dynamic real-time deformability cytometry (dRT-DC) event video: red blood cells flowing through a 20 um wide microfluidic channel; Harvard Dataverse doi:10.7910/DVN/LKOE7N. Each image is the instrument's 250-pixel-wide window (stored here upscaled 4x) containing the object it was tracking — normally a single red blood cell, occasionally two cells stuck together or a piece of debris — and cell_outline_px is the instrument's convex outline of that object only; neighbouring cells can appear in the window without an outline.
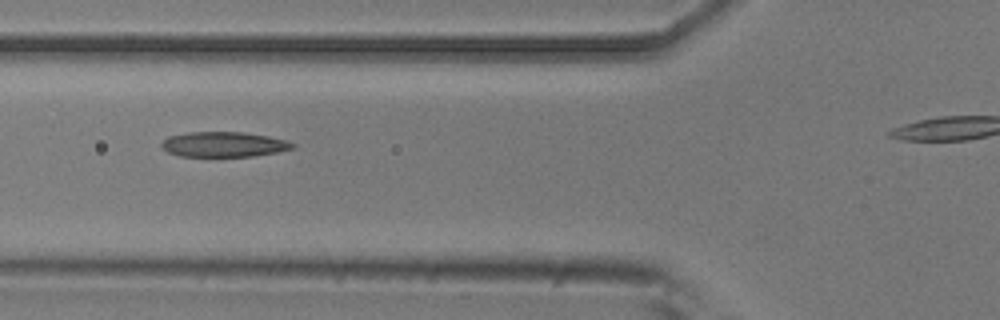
{"species": "common noctule bat (a hibernating species)", "species_latin": "Nyctalus noctula", "temperature_condition": "room temperature", "stored_images_in_passage": 8, "camera_frame_rate_fps": 3000, "um_per_image_px": 0.085, "animal": {"sex": "male", "body_mass_g": 20.5, "forearm_length_mm": 52.5}, "frame": {"image": 1, "passage_image": 5, "time_ms": 1.333, "image_size_px": [1000, 320], "cell_outline_px": [[296, 148], [276, 152], [252, 156], [180, 156], [168, 152], [160, 144], [168, 136], [188, 132], [244, 132], [268, 136], [288, 140], [296, 144]], "centroid_in_image_um": [19.06, 12.26], "position_along_channel_um": 106.7, "area_um2": 19.19}}
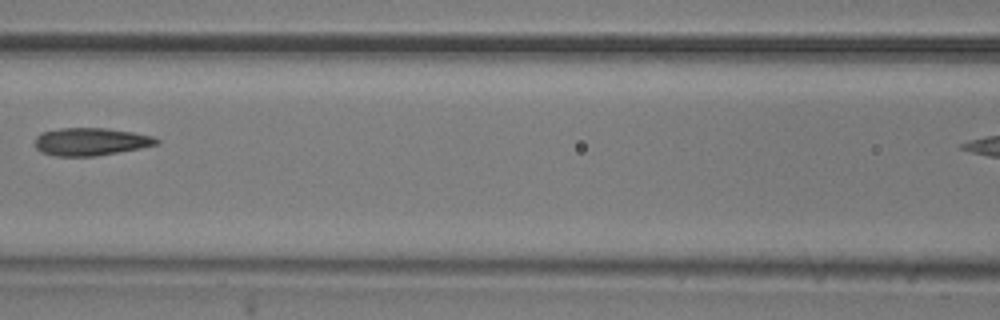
{"frame": {"image": 2, "passage_image": 6, "time_ms": 1.667, "image_size_px": [1000, 320], "cell_outline_px": [[160, 144], [140, 148], [96, 156], [56, 156], [40, 152], [36, 148], [36, 136], [40, 132], [60, 128], [104, 128], [132, 132], [152, 136], [160, 140]], "centroid_in_image_um": [7.7, 12.04], "position_along_channel_um": 158.9, "area_um2": 19.65}}
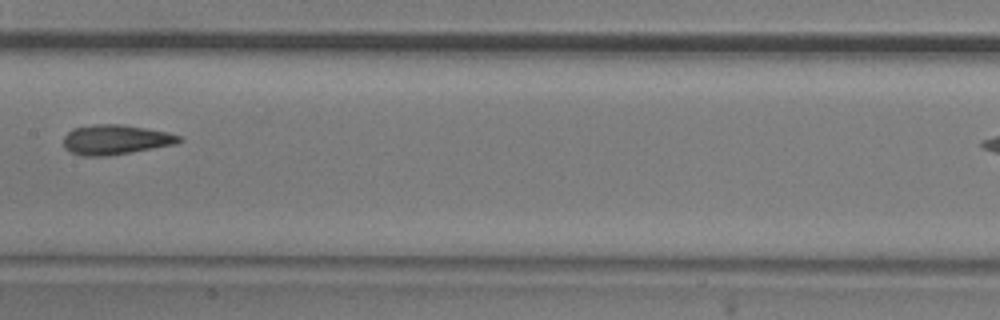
{"frame": {"image": 3, "passage_image": 7, "time_ms": 2.0, "image_size_px": [1000, 320], "cell_outline_px": [[184, 140], [176, 144], [108, 156], [84, 156], [72, 152], [64, 148], [64, 136], [72, 128], [96, 124], [120, 124], [168, 132], [180, 136]], "centroid_in_image_um": [9.82, 11.87], "position_along_channel_um": 197.6, "area_um2": 20.0}}